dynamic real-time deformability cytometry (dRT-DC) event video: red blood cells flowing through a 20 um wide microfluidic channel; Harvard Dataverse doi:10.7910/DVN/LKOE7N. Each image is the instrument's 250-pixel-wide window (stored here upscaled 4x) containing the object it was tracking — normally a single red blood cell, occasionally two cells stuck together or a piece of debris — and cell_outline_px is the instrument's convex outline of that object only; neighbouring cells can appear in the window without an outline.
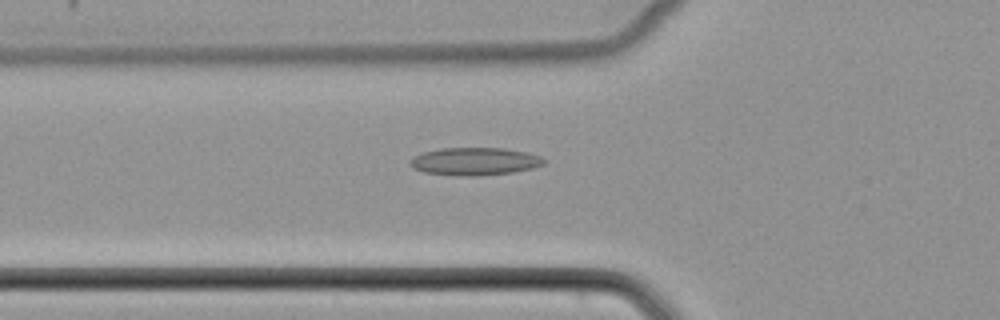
{"species": "common noctule bat (a hibernating species)", "species_latin": "Nyctalus noctula", "temperature_condition": "cold", "stored_images_in_passage": 52, "camera_frame_rate_fps": 3000, "um_per_image_px": 0.085, "animal": {"sex": "female", "body_mass_g": 22.7, "forearm_length_mm": 54.2}, "frame": {"image": 1, "passage_image": 19, "time_ms": 6.0, "image_size_px": [1000, 320], "cell_outline_px": [[548, 160], [544, 164], [532, 168], [512, 172], [476, 176], [456, 176], [424, 172], [412, 168], [408, 164], [408, 160], [424, 152], [440, 148], [504, 148], [528, 152], [540, 156]], "centroid_in_image_um": [40.35, 13.72], "position_along_channel_um": 85.4, "area_um2": 21.79}}
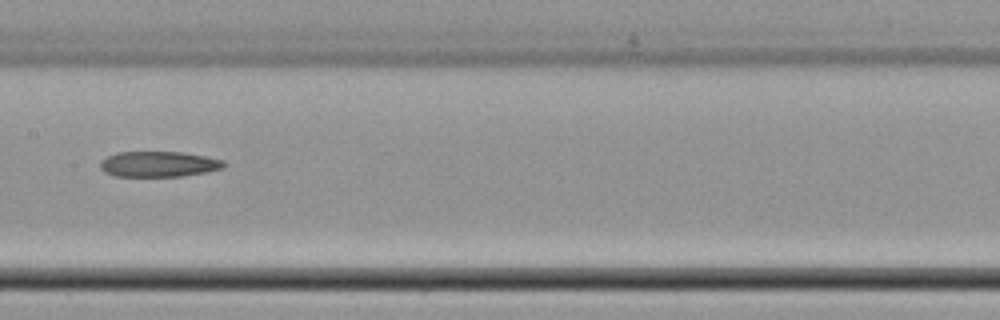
{"frame": {"image": 2, "passage_image": 27, "time_ms": 8.667, "image_size_px": [1000, 320], "cell_outline_px": [[228, 164], [224, 168], [208, 172], [184, 176], [112, 176], [104, 172], [100, 168], [100, 160], [116, 152], [184, 152], [224, 160]], "centroid_in_image_um": [13.51, 13.95], "position_along_channel_um": 193.9, "area_um2": 18.67}}
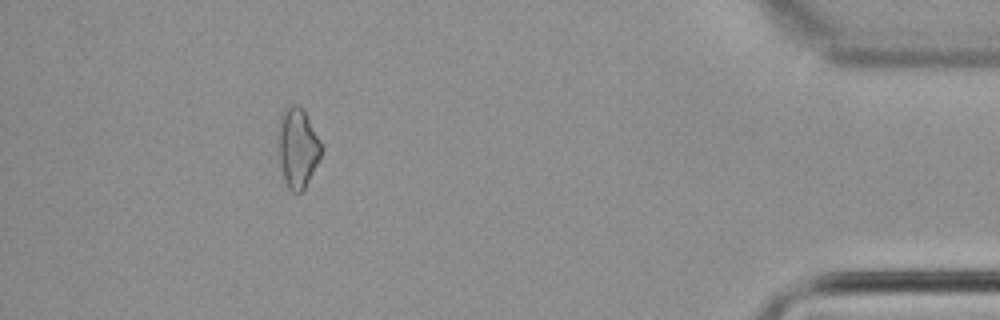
{"frame": {"image": 3, "passage_image": 47, "time_ms": 15.333, "image_size_px": [1000, 320], "cell_outline_px": [[324, 148], [304, 188], [300, 192], [292, 192], [288, 188], [284, 180], [280, 168], [276, 152], [276, 128], [280, 116], [284, 108], [292, 104], [300, 104], [324, 144]], "centroid_in_image_um": [25.25, 12.5], "position_along_channel_um": 410.0, "area_um2": 20.92}}